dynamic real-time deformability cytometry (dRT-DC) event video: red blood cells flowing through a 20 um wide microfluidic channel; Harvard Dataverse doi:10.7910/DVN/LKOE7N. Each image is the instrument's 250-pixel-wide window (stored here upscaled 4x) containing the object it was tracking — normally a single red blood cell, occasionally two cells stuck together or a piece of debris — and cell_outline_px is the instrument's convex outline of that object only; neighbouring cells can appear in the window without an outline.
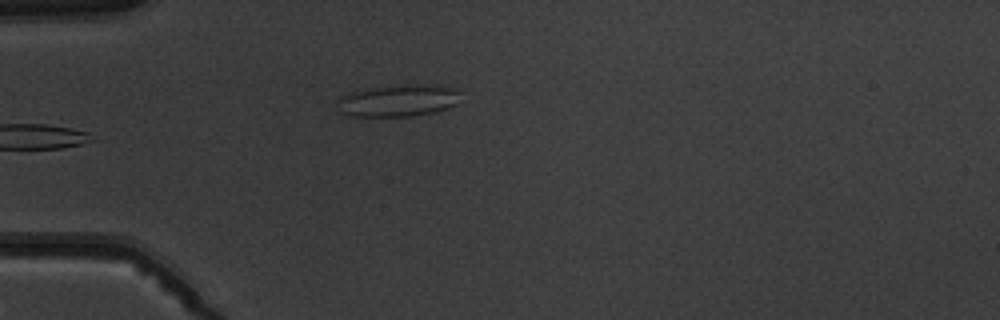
{"species": "common noctule bat (a hibernating species)", "species_latin": "Nyctalus noctula", "temperature_condition": "warm", "stored_images_in_passage": 8, "camera_frame_rate_fps": 3000, "um_per_image_px": 0.085, "animal": {"sex": "male", "body_mass_g": 19.5, "forearm_length_mm": 54.6}, "frame": {"image": 1, "passage_image": 6, "time_ms": 6.0, "image_size_px": [1000, 320], "cell_outline_px": [[460, 92], [456, 104], [432, 112], [412, 116], [352, 116], [340, 112], [336, 104], [336, 100], [340, 96], [352, 92], [376, 88], [416, 84], [440, 84], [452, 88]], "centroid_in_image_um": [33.83, 8.55], "position_along_channel_um": 51.2, "area_um2": 22.66}}
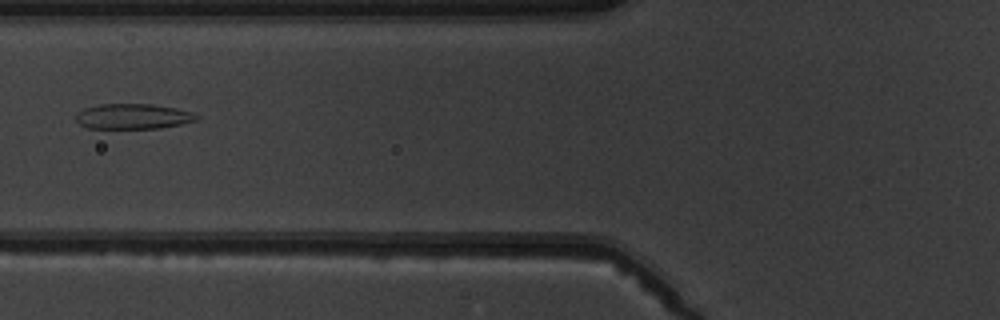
{"frame": {"image": 2, "passage_image": 8, "time_ms": 8.0, "image_size_px": [1000, 320], "cell_outline_px": [[200, 116], [196, 120], [180, 124], [160, 128], [88, 128], [80, 124], [76, 120], [76, 112], [84, 108], [100, 104], [152, 104], [176, 108], [192, 112]], "centroid_in_image_um": [11.29, 9.89], "position_along_channel_um": 114.5, "area_um2": 17.74}}